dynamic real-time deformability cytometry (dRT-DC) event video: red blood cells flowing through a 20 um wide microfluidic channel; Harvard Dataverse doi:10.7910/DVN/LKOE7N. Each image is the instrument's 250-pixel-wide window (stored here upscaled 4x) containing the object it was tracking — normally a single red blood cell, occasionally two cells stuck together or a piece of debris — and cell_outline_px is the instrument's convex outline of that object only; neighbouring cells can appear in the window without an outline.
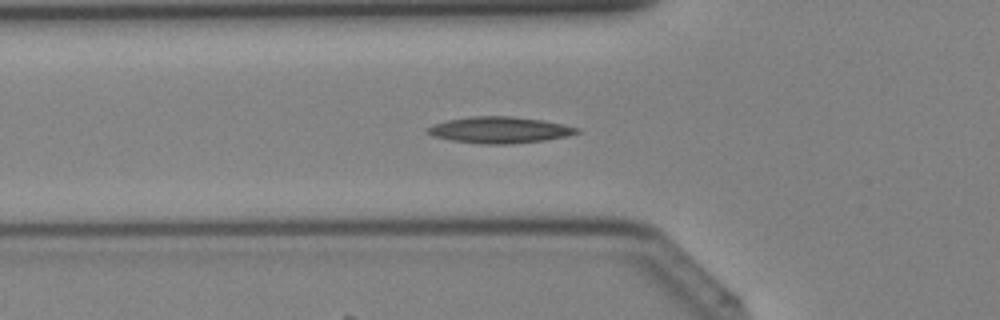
{"species": "Egyptian fruit bat (a non-hibernating species)", "species_latin": "Rousettus aegyptiacus", "temperature_condition": "cold", "stored_images_in_passage": 30, "camera_frame_rate_fps": 3000, "um_per_image_px": 0.085, "animal": {"sex": "female"}, "frame": {"image": 1, "passage_image": 8, "time_ms": 2.333, "image_size_px": [1000, 320], "cell_outline_px": [[580, 132], [568, 136], [544, 140], [508, 144], [484, 144], [452, 140], [436, 136], [428, 132], [428, 128], [436, 124], [448, 120], [472, 116], [512, 116], [544, 120], [564, 124], [580, 128]], "centroid_in_image_um": [42.56, 11.04], "position_along_channel_um": 83.2, "area_um2": 22.66}}
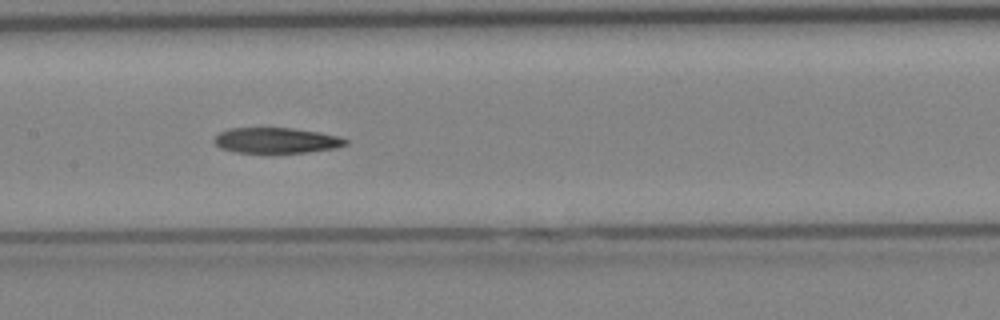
{"frame": {"image": 2, "passage_image": 14, "time_ms": 4.333, "image_size_px": [1000, 320], "cell_outline_px": [[348, 144], [336, 148], [308, 152], [236, 152], [220, 148], [212, 140], [220, 132], [228, 128], [292, 128], [320, 132], [336, 136], [348, 140]], "centroid_in_image_um": [23.48, 11.93], "position_along_channel_um": 183.9, "area_um2": 19.42}}
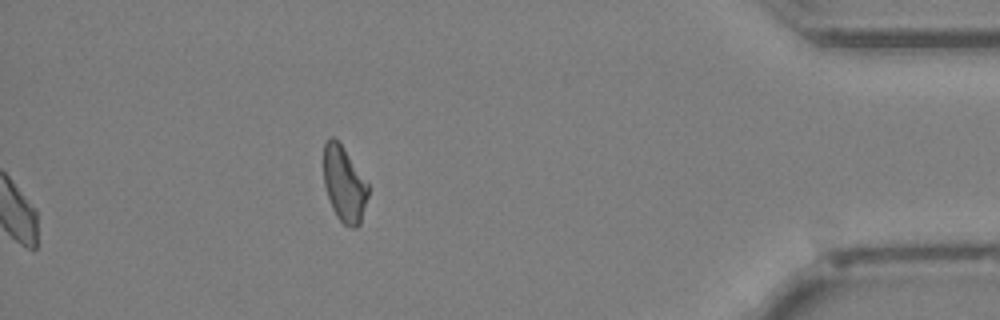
{"frame": {"image": 3, "passage_image": 30, "time_ms": 9.667, "image_size_px": [1000, 320], "cell_outline_px": [[368, 196], [360, 224], [356, 228], [352, 228], [344, 224], [336, 216], [332, 208], [324, 184], [324, 144], [328, 136], [332, 136], [344, 148], [368, 184]], "centroid_in_image_um": [29.25, 15.66], "position_along_channel_um": 406.0, "area_um2": 19.42}}